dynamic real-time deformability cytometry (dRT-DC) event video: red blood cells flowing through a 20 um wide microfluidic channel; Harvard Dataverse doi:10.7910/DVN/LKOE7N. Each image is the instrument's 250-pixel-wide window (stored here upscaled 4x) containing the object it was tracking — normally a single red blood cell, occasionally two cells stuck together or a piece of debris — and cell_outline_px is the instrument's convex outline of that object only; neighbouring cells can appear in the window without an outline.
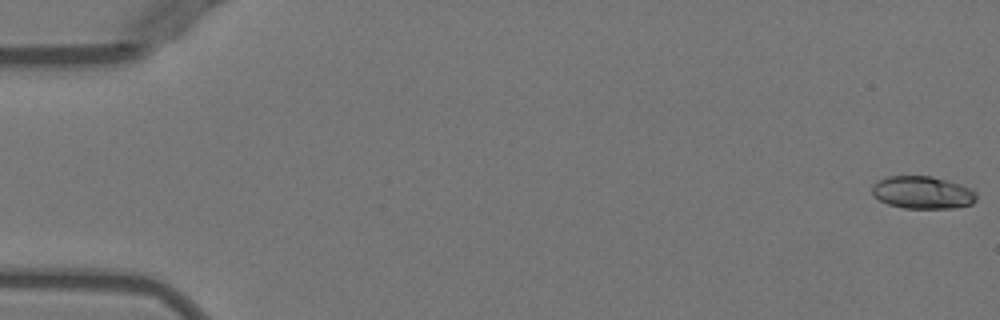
{"species": "Egyptian fruit bat (a non-hibernating species)", "species_latin": "Rousettus aegyptiacus", "temperature_condition": "warm", "stored_images_in_passage": 8, "camera_frame_rate_fps": 3000, "um_per_image_px": 0.085, "animal": {"sex": "female"}, "frame": {"image": 1, "passage_image": 1, "time_ms": 0.0, "image_size_px": [1000, 320], "cell_outline_px": [[976, 200], [972, 204], [956, 208], [904, 208], [888, 204], [880, 200], [872, 192], [872, 184], [888, 176], [932, 176], [960, 184], [972, 188], [976, 192]], "centroid_in_image_um": [78.45, 16.36], "position_along_channel_um": 6.5, "area_um2": 19.83}}